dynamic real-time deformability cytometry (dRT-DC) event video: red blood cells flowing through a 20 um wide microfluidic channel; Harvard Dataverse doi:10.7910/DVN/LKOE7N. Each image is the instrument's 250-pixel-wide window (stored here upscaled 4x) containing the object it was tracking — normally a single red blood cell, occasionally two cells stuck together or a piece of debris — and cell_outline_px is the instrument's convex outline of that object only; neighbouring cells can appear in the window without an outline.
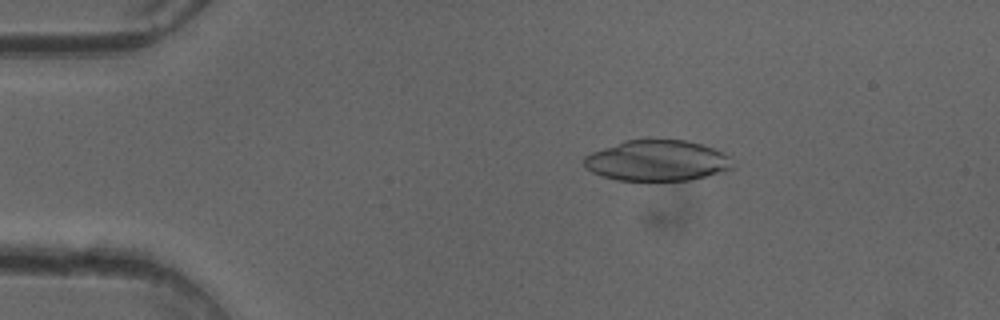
{"species": "common noctule bat (a hibernating species)", "species_latin": "Nyctalus noctula", "temperature_condition": "cold", "stored_images_in_passage": 50, "camera_frame_rate_fps": 3000, "um_per_image_px": 0.085, "animal": {"sex": "female"}, "frame": {"image": 1, "passage_image": 9, "time_ms": 2.667, "image_size_px": [1000, 320], "cell_outline_px": [[736, 168], [724, 172], [692, 180], [616, 180], [592, 172], [584, 164], [584, 156], [592, 152], [624, 140], [684, 140], [700, 144], [712, 148], [728, 156]], "centroid_in_image_um": [55.88, 13.66], "position_along_channel_um": 29.1, "area_um2": 35.14}}
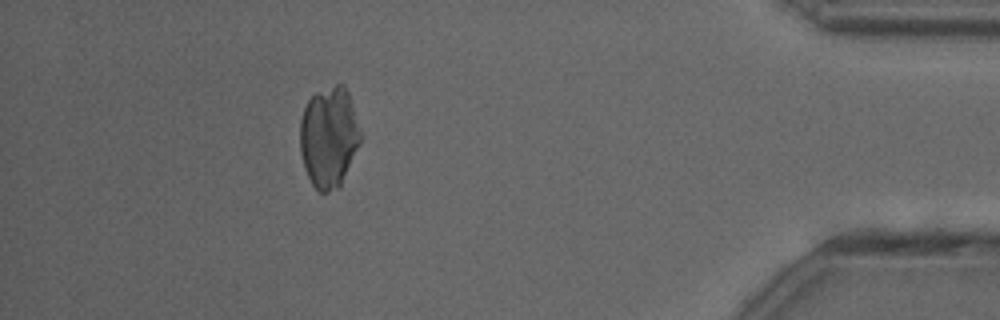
{"frame": {"image": 2, "passage_image": 45, "time_ms": 14.667, "image_size_px": [1000, 320], "cell_outline_px": [[360, 144], [340, 188], [328, 192], [320, 192], [312, 184], [304, 168], [300, 152], [300, 120], [304, 108], [308, 100], [316, 92], [336, 84], [344, 84], [348, 92], [360, 128]], "centroid_in_image_um": [27.95, 11.67], "position_along_channel_um": 407.2, "area_um2": 35.72}}